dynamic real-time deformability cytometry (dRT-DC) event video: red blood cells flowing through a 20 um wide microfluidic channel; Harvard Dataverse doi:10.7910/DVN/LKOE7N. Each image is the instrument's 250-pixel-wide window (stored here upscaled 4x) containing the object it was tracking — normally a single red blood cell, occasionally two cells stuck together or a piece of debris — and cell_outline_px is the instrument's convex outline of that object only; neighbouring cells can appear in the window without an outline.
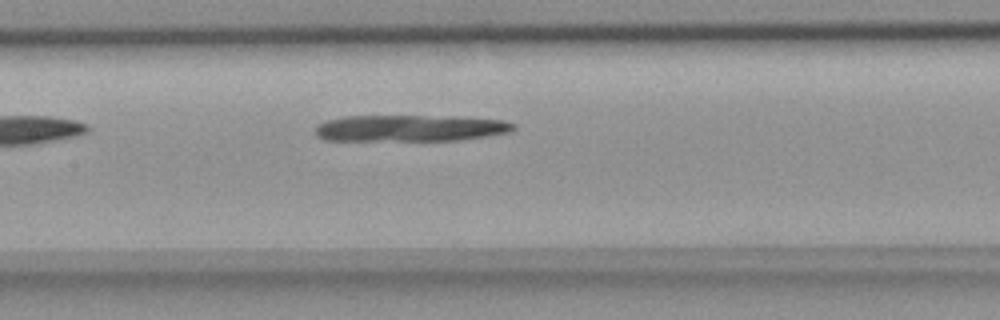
{"species": "common noctule bat (a hibernating species)", "species_latin": "Nyctalus noctula", "temperature_condition": "room temperature", "stored_images_in_passage": 15, "camera_frame_rate_fps": 3000, "um_per_image_px": 0.085, "animal": {"sex": "female", "body_mass_g": 18.4}, "frame": {"image": 1, "passage_image": 11, "time_ms": 3.333, "image_size_px": [1000, 320], "cell_outline_px": [[516, 128], [512, 132], [456, 140], [324, 140], [316, 136], [316, 124], [324, 120], [344, 116], [460, 116], [504, 120], [516, 124]], "centroid_in_image_um": [34.86, 10.88], "position_along_channel_um": 172.5, "area_um2": 30.87}}